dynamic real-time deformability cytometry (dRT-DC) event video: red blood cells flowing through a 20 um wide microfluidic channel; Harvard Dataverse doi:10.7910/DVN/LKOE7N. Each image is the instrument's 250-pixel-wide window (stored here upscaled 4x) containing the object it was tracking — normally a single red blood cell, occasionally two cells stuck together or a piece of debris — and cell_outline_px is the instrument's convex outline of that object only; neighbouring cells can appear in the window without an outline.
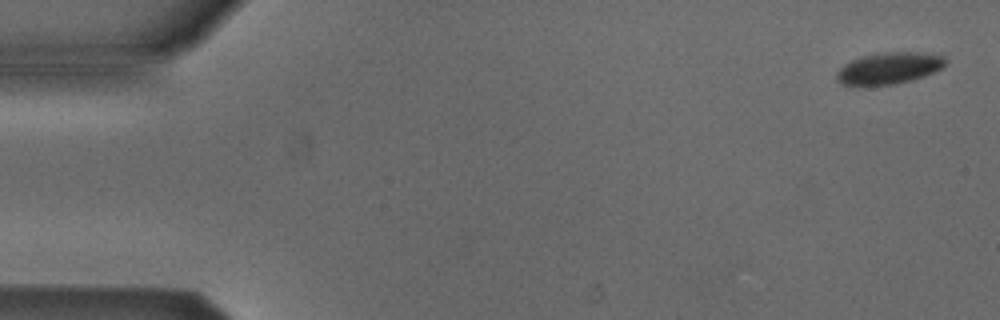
{"species": "Egyptian fruit bat (a non-hibernating species)", "species_latin": "Rousettus aegyptiacus", "temperature_condition": "cold", "stored_images_in_passage": 5, "camera_frame_rate_fps": 3000, "um_per_image_px": 0.085, "animal": {"sex": "male"}, "frame": {"image": 1, "passage_image": 1, "time_ms": 0.0, "image_size_px": [1000, 320], "cell_outline_px": [[948, 60], [940, 68], [924, 76], [912, 80], [896, 84], [844, 84], [836, 80], [836, 72], [844, 64], [860, 56], [884, 52], [940, 52]], "centroid_in_image_um": [75.63, 5.75], "position_along_channel_um": 9.4, "area_um2": 20.06}}
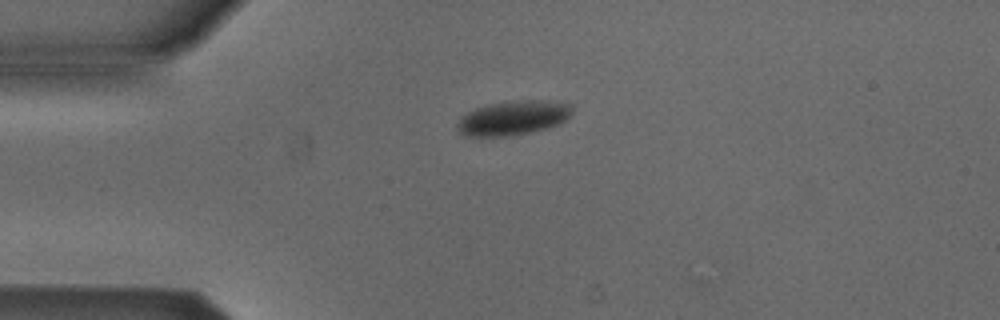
{"frame": {"image": 2, "passage_image": 4, "time_ms": 1.0, "image_size_px": [1000, 320], "cell_outline_px": [[572, 116], [560, 124], [548, 128], [532, 132], [512, 136], [464, 136], [456, 128], [456, 124], [460, 116], [476, 108], [492, 104], [516, 100], [548, 100], [572, 104]], "centroid_in_image_um": [43.65, 10.03], "position_along_channel_um": 41.3, "area_um2": 23.35}}